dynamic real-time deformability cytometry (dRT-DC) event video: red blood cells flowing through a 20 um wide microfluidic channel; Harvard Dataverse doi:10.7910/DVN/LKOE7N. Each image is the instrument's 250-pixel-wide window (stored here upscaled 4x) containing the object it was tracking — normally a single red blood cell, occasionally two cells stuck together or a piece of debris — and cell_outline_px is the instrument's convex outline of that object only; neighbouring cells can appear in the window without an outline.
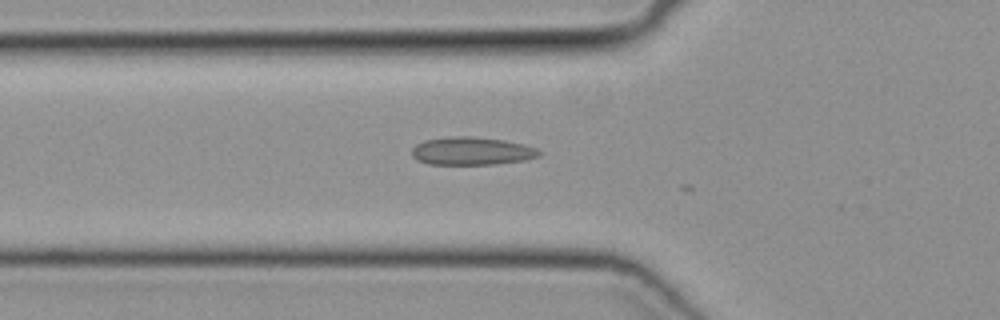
{"species": "common noctule bat (a hibernating species)", "species_latin": "Nyctalus noctula", "temperature_condition": "cold", "stored_images_in_passage": 4, "camera_frame_rate_fps": 3000, "um_per_image_px": 0.085, "animal": {"sex": "female", "body_mass_g": 19.3, "forearm_length_mm": 54.1}, "frame": {"image": 1, "passage_image": 3, "time_ms": 0.667, "image_size_px": [1000, 320], "cell_outline_px": [[544, 152], [540, 156], [524, 160], [492, 164], [428, 164], [416, 160], [412, 156], [412, 148], [416, 144], [424, 140], [456, 136], [472, 136], [504, 140], [536, 148]], "centroid_in_image_um": [40.08, 12.84], "position_along_channel_um": 85.7, "area_um2": 20.69}}